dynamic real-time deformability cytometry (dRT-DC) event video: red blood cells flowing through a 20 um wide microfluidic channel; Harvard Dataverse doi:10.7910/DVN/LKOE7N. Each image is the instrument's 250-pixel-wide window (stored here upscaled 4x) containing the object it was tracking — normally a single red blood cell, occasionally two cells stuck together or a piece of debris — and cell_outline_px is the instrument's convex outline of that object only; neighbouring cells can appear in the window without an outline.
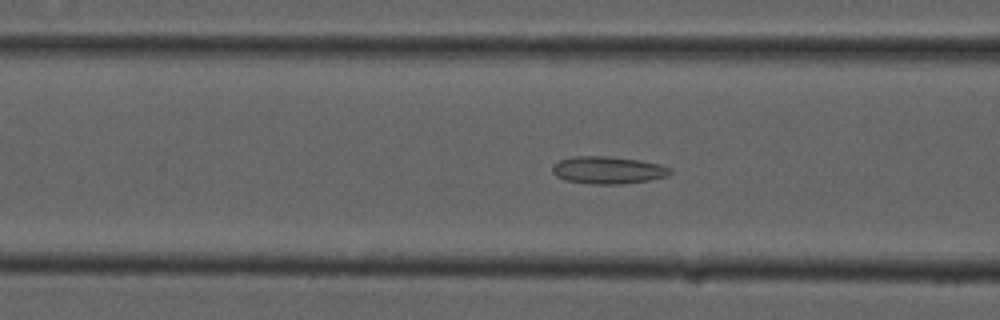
{"species": "common noctule bat (a hibernating species)", "species_latin": "Nyctalus noctula", "temperature_condition": "cold", "stored_images_in_passage": 54, "camera_frame_rate_fps": 3000, "um_per_image_px": 0.085, "animal": {"sex": "male", "forearm_length_mm": 52.5}, "frame": {"image": 1, "passage_image": 21, "time_ms": 6.667, "image_size_px": [1000, 320], "cell_outline_px": [[672, 172], [668, 176], [648, 180], [620, 184], [592, 184], [564, 180], [556, 176], [552, 172], [552, 164], [560, 160], [572, 156], [608, 156], [640, 160], [660, 164], [672, 168]], "centroid_in_image_um": [51.67, 14.45], "position_along_channel_um": 114.9, "area_um2": 18.96}}
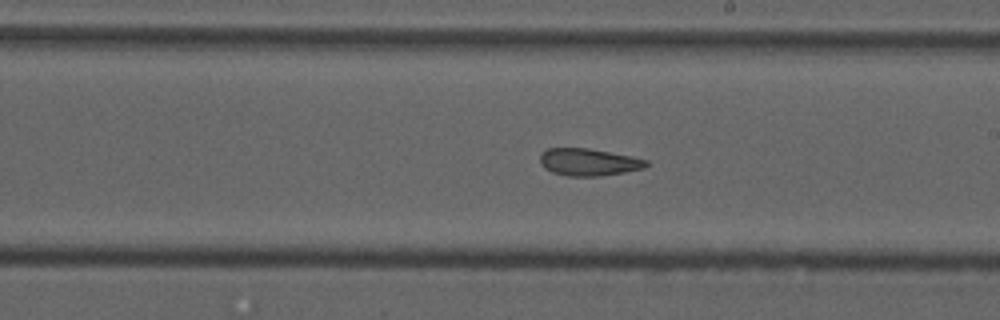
{"frame": {"image": 2, "passage_image": 31, "time_ms": 10.0, "image_size_px": [1000, 320], "cell_outline_px": [[648, 164], [644, 168], [624, 172], [600, 176], [568, 176], [552, 172], [544, 168], [540, 164], [540, 152], [548, 148], [588, 148], [632, 156], [648, 160]], "centroid_in_image_um": [50.01, 13.77], "position_along_channel_um": 239.0, "area_um2": 16.94}}
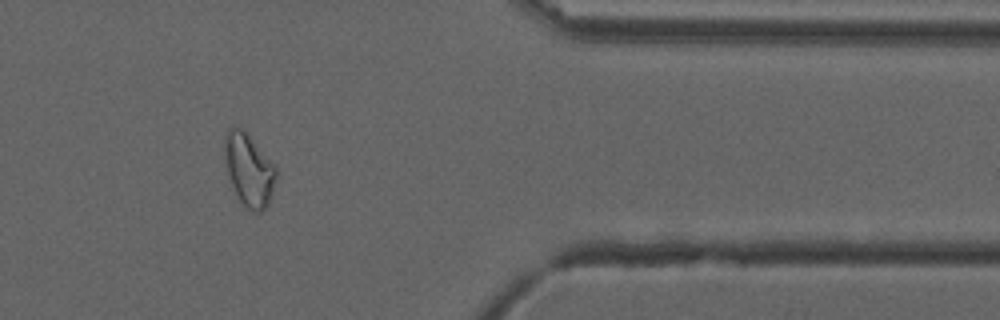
{"frame": {"image": 3, "passage_image": 45, "time_ms": 14.667, "image_size_px": [1000, 320], "cell_outline_px": [[276, 176], [272, 192], [268, 204], [260, 212], [252, 212], [240, 200], [232, 184], [228, 172], [224, 156], [224, 136], [228, 128], [244, 128], [248, 132], [276, 164]], "centroid_in_image_um": [21.18, 14.36], "position_along_channel_um": 390.2, "area_um2": 21.85}, "authors_computed_cell_mechanics": {"area_um2": 20.4901, "velocity_mm_per_s": 3.7227, "shape_relaxation_time_tau1_ms": null, "shape_relaxation_time_tau2_ms": 4.2531, "deformation_change_tau1": null, "deformation_change_tau2": 0.1137}}